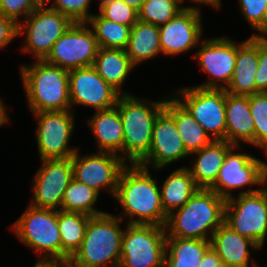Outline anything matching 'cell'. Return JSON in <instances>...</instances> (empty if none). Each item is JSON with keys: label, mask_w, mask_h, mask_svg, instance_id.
Masks as SVG:
<instances>
[{"label": "cell", "mask_w": 267, "mask_h": 267, "mask_svg": "<svg viewBox=\"0 0 267 267\" xmlns=\"http://www.w3.org/2000/svg\"><path fill=\"white\" fill-rule=\"evenodd\" d=\"M159 186L150 168L128 163L120 173L113 197L121 205L123 214L115 215L123 221L127 218L129 224L165 226L168 216L162 206Z\"/></svg>", "instance_id": "6da1fadb"}, {"label": "cell", "mask_w": 267, "mask_h": 267, "mask_svg": "<svg viewBox=\"0 0 267 267\" xmlns=\"http://www.w3.org/2000/svg\"><path fill=\"white\" fill-rule=\"evenodd\" d=\"M225 202L215 191L199 188L181 208L168 215L167 237L210 241L224 222Z\"/></svg>", "instance_id": "7a4b0ae2"}, {"label": "cell", "mask_w": 267, "mask_h": 267, "mask_svg": "<svg viewBox=\"0 0 267 267\" xmlns=\"http://www.w3.org/2000/svg\"><path fill=\"white\" fill-rule=\"evenodd\" d=\"M19 70L32 114L71 110L69 71L44 60L21 64Z\"/></svg>", "instance_id": "3957f363"}, {"label": "cell", "mask_w": 267, "mask_h": 267, "mask_svg": "<svg viewBox=\"0 0 267 267\" xmlns=\"http://www.w3.org/2000/svg\"><path fill=\"white\" fill-rule=\"evenodd\" d=\"M122 222L109 212L92 216L80 248L67 262L68 267H119L124 234Z\"/></svg>", "instance_id": "277c9868"}, {"label": "cell", "mask_w": 267, "mask_h": 267, "mask_svg": "<svg viewBox=\"0 0 267 267\" xmlns=\"http://www.w3.org/2000/svg\"><path fill=\"white\" fill-rule=\"evenodd\" d=\"M165 100H141L133 94L119 97L116 107L124 129L123 160L127 164H138L148 154L154 121L165 108Z\"/></svg>", "instance_id": "5b68a950"}, {"label": "cell", "mask_w": 267, "mask_h": 267, "mask_svg": "<svg viewBox=\"0 0 267 267\" xmlns=\"http://www.w3.org/2000/svg\"><path fill=\"white\" fill-rule=\"evenodd\" d=\"M10 228L20 242L40 256L37 262L62 263L58 210L39 209L28 205Z\"/></svg>", "instance_id": "8992f818"}, {"label": "cell", "mask_w": 267, "mask_h": 267, "mask_svg": "<svg viewBox=\"0 0 267 267\" xmlns=\"http://www.w3.org/2000/svg\"><path fill=\"white\" fill-rule=\"evenodd\" d=\"M237 149L241 151H236ZM266 176L267 163L264 160L246 152L243 153L241 145H234L225 155L218 177L209 189L227 200L233 196L232 190L248 187L243 191L240 190L239 195L260 191ZM250 185L259 186L260 189L249 188Z\"/></svg>", "instance_id": "52a82bcc"}, {"label": "cell", "mask_w": 267, "mask_h": 267, "mask_svg": "<svg viewBox=\"0 0 267 267\" xmlns=\"http://www.w3.org/2000/svg\"><path fill=\"white\" fill-rule=\"evenodd\" d=\"M126 227L119 267H164L165 226L127 223Z\"/></svg>", "instance_id": "ba28073f"}, {"label": "cell", "mask_w": 267, "mask_h": 267, "mask_svg": "<svg viewBox=\"0 0 267 267\" xmlns=\"http://www.w3.org/2000/svg\"><path fill=\"white\" fill-rule=\"evenodd\" d=\"M74 22L64 14L48 7L38 6L19 23L18 35L25 38L21 52L33 54L34 60H44L54 43Z\"/></svg>", "instance_id": "9c48e42d"}, {"label": "cell", "mask_w": 267, "mask_h": 267, "mask_svg": "<svg viewBox=\"0 0 267 267\" xmlns=\"http://www.w3.org/2000/svg\"><path fill=\"white\" fill-rule=\"evenodd\" d=\"M224 223L260 248L267 238V195L260 191L232 196L225 202Z\"/></svg>", "instance_id": "30bf717a"}, {"label": "cell", "mask_w": 267, "mask_h": 267, "mask_svg": "<svg viewBox=\"0 0 267 267\" xmlns=\"http://www.w3.org/2000/svg\"><path fill=\"white\" fill-rule=\"evenodd\" d=\"M177 93L173 96L213 140L226 141V90L193 85L180 88Z\"/></svg>", "instance_id": "8fae6325"}, {"label": "cell", "mask_w": 267, "mask_h": 267, "mask_svg": "<svg viewBox=\"0 0 267 267\" xmlns=\"http://www.w3.org/2000/svg\"><path fill=\"white\" fill-rule=\"evenodd\" d=\"M99 45L86 22H74L54 43L44 59L49 64L71 71L93 66Z\"/></svg>", "instance_id": "7c38bea8"}, {"label": "cell", "mask_w": 267, "mask_h": 267, "mask_svg": "<svg viewBox=\"0 0 267 267\" xmlns=\"http://www.w3.org/2000/svg\"><path fill=\"white\" fill-rule=\"evenodd\" d=\"M75 111H46L33 113L37 120L36 144L41 160L71 158L79 148L70 147L75 130Z\"/></svg>", "instance_id": "4fadbf2b"}, {"label": "cell", "mask_w": 267, "mask_h": 267, "mask_svg": "<svg viewBox=\"0 0 267 267\" xmlns=\"http://www.w3.org/2000/svg\"><path fill=\"white\" fill-rule=\"evenodd\" d=\"M200 44L194 58L210 79L195 86L226 90L235 69L237 43L230 37L222 36L207 38Z\"/></svg>", "instance_id": "5bb4252c"}, {"label": "cell", "mask_w": 267, "mask_h": 267, "mask_svg": "<svg viewBox=\"0 0 267 267\" xmlns=\"http://www.w3.org/2000/svg\"><path fill=\"white\" fill-rule=\"evenodd\" d=\"M73 179L93 188L98 193L107 190L114 197L122 169L127 165L119 155L97 151L71 157Z\"/></svg>", "instance_id": "9a60e30c"}, {"label": "cell", "mask_w": 267, "mask_h": 267, "mask_svg": "<svg viewBox=\"0 0 267 267\" xmlns=\"http://www.w3.org/2000/svg\"><path fill=\"white\" fill-rule=\"evenodd\" d=\"M34 173L33 199L30 206L39 209L61 210L65 190L73 178L71 158L41 160Z\"/></svg>", "instance_id": "2e32d148"}, {"label": "cell", "mask_w": 267, "mask_h": 267, "mask_svg": "<svg viewBox=\"0 0 267 267\" xmlns=\"http://www.w3.org/2000/svg\"><path fill=\"white\" fill-rule=\"evenodd\" d=\"M69 95L72 111L75 105L93 107L95 111L110 109L121 96L93 66L69 71Z\"/></svg>", "instance_id": "e0dca14e"}, {"label": "cell", "mask_w": 267, "mask_h": 267, "mask_svg": "<svg viewBox=\"0 0 267 267\" xmlns=\"http://www.w3.org/2000/svg\"><path fill=\"white\" fill-rule=\"evenodd\" d=\"M188 156L174 118L163 109L154 121L151 148L138 165L148 169L152 165V169L160 171Z\"/></svg>", "instance_id": "ac0fdd59"}, {"label": "cell", "mask_w": 267, "mask_h": 267, "mask_svg": "<svg viewBox=\"0 0 267 267\" xmlns=\"http://www.w3.org/2000/svg\"><path fill=\"white\" fill-rule=\"evenodd\" d=\"M202 14L184 8L169 22L158 26L162 55L175 56L200 45Z\"/></svg>", "instance_id": "d6986e66"}, {"label": "cell", "mask_w": 267, "mask_h": 267, "mask_svg": "<svg viewBox=\"0 0 267 267\" xmlns=\"http://www.w3.org/2000/svg\"><path fill=\"white\" fill-rule=\"evenodd\" d=\"M210 247L220 257L223 267H262L255 262L256 260L252 258L251 254L253 249L256 252L261 248L254 241L241 236L224 222L210 238Z\"/></svg>", "instance_id": "ffe728a7"}, {"label": "cell", "mask_w": 267, "mask_h": 267, "mask_svg": "<svg viewBox=\"0 0 267 267\" xmlns=\"http://www.w3.org/2000/svg\"><path fill=\"white\" fill-rule=\"evenodd\" d=\"M257 69L258 35H252L247 40L237 43L235 69L226 92L235 95L259 93L255 83Z\"/></svg>", "instance_id": "44dd1931"}, {"label": "cell", "mask_w": 267, "mask_h": 267, "mask_svg": "<svg viewBox=\"0 0 267 267\" xmlns=\"http://www.w3.org/2000/svg\"><path fill=\"white\" fill-rule=\"evenodd\" d=\"M225 114L226 141L235 146H242V142L255 146V126L248 95L226 92Z\"/></svg>", "instance_id": "7402d4cb"}, {"label": "cell", "mask_w": 267, "mask_h": 267, "mask_svg": "<svg viewBox=\"0 0 267 267\" xmlns=\"http://www.w3.org/2000/svg\"><path fill=\"white\" fill-rule=\"evenodd\" d=\"M233 146L225 140H213L190 154L192 165L187 168L199 188L209 189L215 183L225 155Z\"/></svg>", "instance_id": "603a6c76"}, {"label": "cell", "mask_w": 267, "mask_h": 267, "mask_svg": "<svg viewBox=\"0 0 267 267\" xmlns=\"http://www.w3.org/2000/svg\"><path fill=\"white\" fill-rule=\"evenodd\" d=\"M87 123L95 137L97 151L114 153L123 159L124 129L118 108L95 111Z\"/></svg>", "instance_id": "cb8c5ba5"}, {"label": "cell", "mask_w": 267, "mask_h": 267, "mask_svg": "<svg viewBox=\"0 0 267 267\" xmlns=\"http://www.w3.org/2000/svg\"><path fill=\"white\" fill-rule=\"evenodd\" d=\"M93 67L121 95H130L122 86L135 68L124 49L99 48Z\"/></svg>", "instance_id": "d4e9b609"}, {"label": "cell", "mask_w": 267, "mask_h": 267, "mask_svg": "<svg viewBox=\"0 0 267 267\" xmlns=\"http://www.w3.org/2000/svg\"><path fill=\"white\" fill-rule=\"evenodd\" d=\"M166 97L165 110L174 118L178 133L186 150L192 152L201 150L213 139L204 128L198 124L187 109L172 95Z\"/></svg>", "instance_id": "484cf974"}, {"label": "cell", "mask_w": 267, "mask_h": 267, "mask_svg": "<svg viewBox=\"0 0 267 267\" xmlns=\"http://www.w3.org/2000/svg\"><path fill=\"white\" fill-rule=\"evenodd\" d=\"M125 51L135 67L162 55L158 26L138 20L131 27Z\"/></svg>", "instance_id": "4316f807"}, {"label": "cell", "mask_w": 267, "mask_h": 267, "mask_svg": "<svg viewBox=\"0 0 267 267\" xmlns=\"http://www.w3.org/2000/svg\"><path fill=\"white\" fill-rule=\"evenodd\" d=\"M159 187L162 206L167 216L181 208L199 189L187 166L176 168Z\"/></svg>", "instance_id": "83f0119b"}, {"label": "cell", "mask_w": 267, "mask_h": 267, "mask_svg": "<svg viewBox=\"0 0 267 267\" xmlns=\"http://www.w3.org/2000/svg\"><path fill=\"white\" fill-rule=\"evenodd\" d=\"M210 241L166 237L164 267H198Z\"/></svg>", "instance_id": "f1b7e54d"}, {"label": "cell", "mask_w": 267, "mask_h": 267, "mask_svg": "<svg viewBox=\"0 0 267 267\" xmlns=\"http://www.w3.org/2000/svg\"><path fill=\"white\" fill-rule=\"evenodd\" d=\"M91 216L58 210V227L62 243V263H66L80 248Z\"/></svg>", "instance_id": "f546056e"}, {"label": "cell", "mask_w": 267, "mask_h": 267, "mask_svg": "<svg viewBox=\"0 0 267 267\" xmlns=\"http://www.w3.org/2000/svg\"><path fill=\"white\" fill-rule=\"evenodd\" d=\"M98 197L99 193L93 188L72 178L65 190L61 210L83 213L91 217L104 214L106 211H101L95 206Z\"/></svg>", "instance_id": "4dcf8cb0"}, {"label": "cell", "mask_w": 267, "mask_h": 267, "mask_svg": "<svg viewBox=\"0 0 267 267\" xmlns=\"http://www.w3.org/2000/svg\"><path fill=\"white\" fill-rule=\"evenodd\" d=\"M93 30L99 48L126 49L130 37V26H125L94 13L86 22Z\"/></svg>", "instance_id": "1f68e13d"}, {"label": "cell", "mask_w": 267, "mask_h": 267, "mask_svg": "<svg viewBox=\"0 0 267 267\" xmlns=\"http://www.w3.org/2000/svg\"><path fill=\"white\" fill-rule=\"evenodd\" d=\"M183 4V0H146L138 11V20L160 26L183 10Z\"/></svg>", "instance_id": "d6a6232c"}, {"label": "cell", "mask_w": 267, "mask_h": 267, "mask_svg": "<svg viewBox=\"0 0 267 267\" xmlns=\"http://www.w3.org/2000/svg\"><path fill=\"white\" fill-rule=\"evenodd\" d=\"M248 97L255 126V147L262 149L267 157V92L254 93Z\"/></svg>", "instance_id": "836d02e7"}, {"label": "cell", "mask_w": 267, "mask_h": 267, "mask_svg": "<svg viewBox=\"0 0 267 267\" xmlns=\"http://www.w3.org/2000/svg\"><path fill=\"white\" fill-rule=\"evenodd\" d=\"M241 14L246 18L252 30L263 36L267 32V0H238Z\"/></svg>", "instance_id": "e575fe53"}, {"label": "cell", "mask_w": 267, "mask_h": 267, "mask_svg": "<svg viewBox=\"0 0 267 267\" xmlns=\"http://www.w3.org/2000/svg\"><path fill=\"white\" fill-rule=\"evenodd\" d=\"M46 5L73 22H87L94 14L89 12L91 0H49Z\"/></svg>", "instance_id": "d590c367"}, {"label": "cell", "mask_w": 267, "mask_h": 267, "mask_svg": "<svg viewBox=\"0 0 267 267\" xmlns=\"http://www.w3.org/2000/svg\"><path fill=\"white\" fill-rule=\"evenodd\" d=\"M99 14L107 20L130 27L138 21V12L122 0H115L102 7Z\"/></svg>", "instance_id": "8d00e7d4"}, {"label": "cell", "mask_w": 267, "mask_h": 267, "mask_svg": "<svg viewBox=\"0 0 267 267\" xmlns=\"http://www.w3.org/2000/svg\"><path fill=\"white\" fill-rule=\"evenodd\" d=\"M38 6L40 4L36 0H0V14L14 19L19 24Z\"/></svg>", "instance_id": "74e56055"}, {"label": "cell", "mask_w": 267, "mask_h": 267, "mask_svg": "<svg viewBox=\"0 0 267 267\" xmlns=\"http://www.w3.org/2000/svg\"><path fill=\"white\" fill-rule=\"evenodd\" d=\"M255 83L260 92H267V39L264 36H258V69Z\"/></svg>", "instance_id": "f35d334b"}, {"label": "cell", "mask_w": 267, "mask_h": 267, "mask_svg": "<svg viewBox=\"0 0 267 267\" xmlns=\"http://www.w3.org/2000/svg\"><path fill=\"white\" fill-rule=\"evenodd\" d=\"M19 24L12 18L0 14V49L11 44L14 38L19 37Z\"/></svg>", "instance_id": "ab89813d"}, {"label": "cell", "mask_w": 267, "mask_h": 267, "mask_svg": "<svg viewBox=\"0 0 267 267\" xmlns=\"http://www.w3.org/2000/svg\"><path fill=\"white\" fill-rule=\"evenodd\" d=\"M198 267H223V265L217 253L211 247H209L206 250Z\"/></svg>", "instance_id": "60d3db41"}, {"label": "cell", "mask_w": 267, "mask_h": 267, "mask_svg": "<svg viewBox=\"0 0 267 267\" xmlns=\"http://www.w3.org/2000/svg\"><path fill=\"white\" fill-rule=\"evenodd\" d=\"M188 0H183V3L184 2H187ZM190 2H193L194 4L196 3V7L193 5V6H189V5H186L184 6V8L186 9H190V10H194V11H197L199 13H202V9H200L201 7L199 6V4H205L207 5L208 7H212L213 9H218V8H221V0H189ZM198 4V5H197Z\"/></svg>", "instance_id": "b9f144b4"}, {"label": "cell", "mask_w": 267, "mask_h": 267, "mask_svg": "<svg viewBox=\"0 0 267 267\" xmlns=\"http://www.w3.org/2000/svg\"><path fill=\"white\" fill-rule=\"evenodd\" d=\"M7 107L2 98L0 99V127L7 124L10 121L9 115L7 113Z\"/></svg>", "instance_id": "7bdbcfd3"}, {"label": "cell", "mask_w": 267, "mask_h": 267, "mask_svg": "<svg viewBox=\"0 0 267 267\" xmlns=\"http://www.w3.org/2000/svg\"><path fill=\"white\" fill-rule=\"evenodd\" d=\"M122 1H124L127 5H129L130 7H132L134 10H136L138 12L140 10L142 4L146 0H122Z\"/></svg>", "instance_id": "ee69618b"}, {"label": "cell", "mask_w": 267, "mask_h": 267, "mask_svg": "<svg viewBox=\"0 0 267 267\" xmlns=\"http://www.w3.org/2000/svg\"><path fill=\"white\" fill-rule=\"evenodd\" d=\"M34 267H68L66 263L36 262Z\"/></svg>", "instance_id": "f6af8a7d"}, {"label": "cell", "mask_w": 267, "mask_h": 267, "mask_svg": "<svg viewBox=\"0 0 267 267\" xmlns=\"http://www.w3.org/2000/svg\"><path fill=\"white\" fill-rule=\"evenodd\" d=\"M92 1V0H91ZM113 1H115V0H98V2H99V7H97L98 8V11L102 8V7H104V6H106V5H108V4H110V3H112Z\"/></svg>", "instance_id": "bcb514c9"}, {"label": "cell", "mask_w": 267, "mask_h": 267, "mask_svg": "<svg viewBox=\"0 0 267 267\" xmlns=\"http://www.w3.org/2000/svg\"><path fill=\"white\" fill-rule=\"evenodd\" d=\"M40 5H46L49 0H36Z\"/></svg>", "instance_id": "7dc6e473"}, {"label": "cell", "mask_w": 267, "mask_h": 267, "mask_svg": "<svg viewBox=\"0 0 267 267\" xmlns=\"http://www.w3.org/2000/svg\"><path fill=\"white\" fill-rule=\"evenodd\" d=\"M266 185H267V176H266L264 184H263V189L265 190L266 195H267V186ZM264 186H266V187H264Z\"/></svg>", "instance_id": "c3c4849f"}, {"label": "cell", "mask_w": 267, "mask_h": 267, "mask_svg": "<svg viewBox=\"0 0 267 267\" xmlns=\"http://www.w3.org/2000/svg\"><path fill=\"white\" fill-rule=\"evenodd\" d=\"M263 36L267 39V32Z\"/></svg>", "instance_id": "681fc988"}]
</instances>
